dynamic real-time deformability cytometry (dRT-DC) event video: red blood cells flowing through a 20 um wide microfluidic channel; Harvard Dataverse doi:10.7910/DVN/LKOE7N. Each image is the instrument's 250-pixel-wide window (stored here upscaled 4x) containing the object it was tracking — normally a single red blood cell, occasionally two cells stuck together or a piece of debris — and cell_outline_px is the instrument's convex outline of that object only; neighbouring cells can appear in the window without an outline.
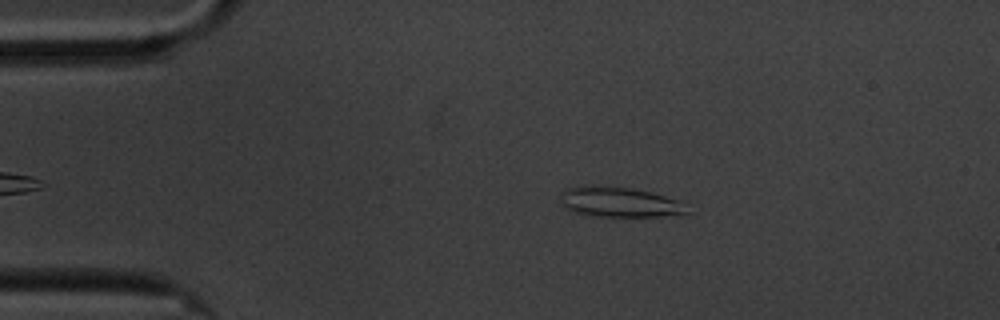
{"species": "common noctule bat (a hibernating species)", "species_latin": "Nyctalus noctula", "temperature_condition": "cold", "stored_images_in_passage": 47, "camera_frame_rate_fps": 3000, "um_per_image_px": 0.085, "animal": {"sex": "male", "body_mass_g": 20.1, "forearm_length_mm": 53.5}, "frame": {"image": 1, "passage_image": 8, "time_ms": 2.333, "image_size_px": [1000, 320], "cell_outline_px": [[692, 212], [684, 216], [596, 216], [576, 212], [564, 208], [564, 188], [592, 184], [632, 188], [680, 200]], "centroid_in_image_um": [52.77, 17.18], "position_along_channel_um": 32.2, "area_um2": 22.31}}
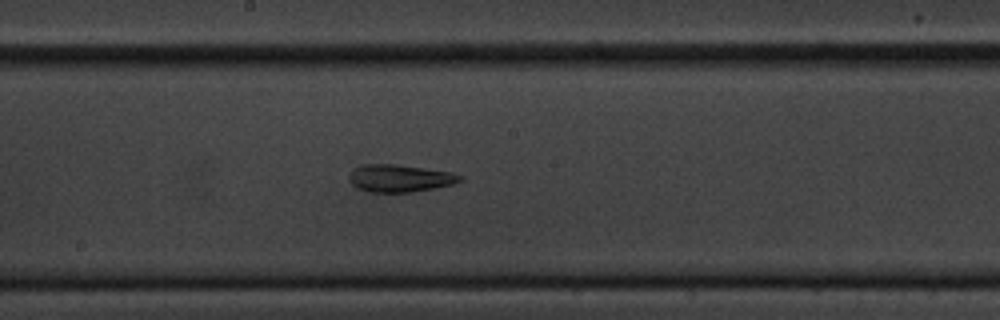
{"frame": {"image": 2, "passage_image": 28, "time_ms": 9.0, "image_size_px": [1000, 320], "cell_outline_px": [[464, 180], [456, 184], [436, 188], [412, 192], [368, 192], [356, 188], [348, 180], [348, 176], [352, 168], [360, 164], [396, 164], [452, 172], [464, 176]], "centroid_in_image_um": [33.99, 15.15], "position_along_channel_um": 214.2, "area_um2": 18.21}}
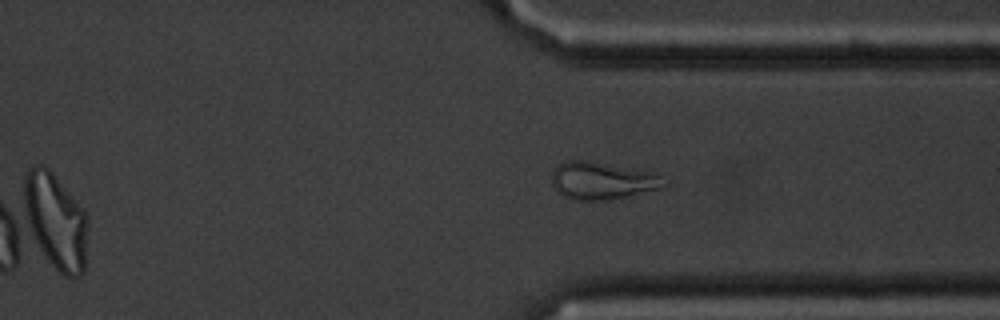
{"frame": {"image": 3, "passage_image": 41, "time_ms": 13.333, "image_size_px": [1000, 320], "cell_outline_px": [[668, 184], [664, 188], [608, 200], [572, 200], [564, 196], [552, 184], [552, 172], [564, 160], [584, 160], [636, 168], [648, 172], [656, 176]], "centroid_in_image_um": [51.17, 15.36], "position_along_channel_um": 360.2, "area_um2": 24.28}, "authors_computed_cell_mechanics": {"area_um2": 18.3226, "velocity_mm_per_s": 3.3764, "shape_relaxation_time_tau1_ms": null, "shape_relaxation_time_tau2_ms": 4.3195, "deformation_change_tau1": null, "deformation_change_tau2": 0.1368}}